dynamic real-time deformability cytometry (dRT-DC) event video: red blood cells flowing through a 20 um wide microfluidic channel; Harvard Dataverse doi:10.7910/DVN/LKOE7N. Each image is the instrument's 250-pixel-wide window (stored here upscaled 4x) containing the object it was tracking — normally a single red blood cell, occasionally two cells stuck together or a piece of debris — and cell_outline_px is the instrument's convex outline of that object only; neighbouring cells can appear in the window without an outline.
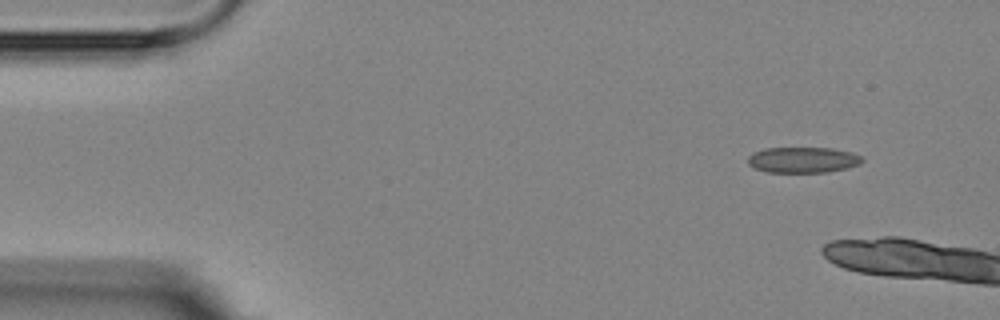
{"species": "Egyptian fruit bat (a non-hibernating species)", "species_latin": "Rousettus aegyptiacus", "temperature_condition": "room temperature", "stored_images_in_passage": 6, "camera_frame_rate_fps": 3000, "um_per_image_px": 0.085, "animal": {"sex": "female"}, "frame": {"image": 1, "passage_image": 1, "time_ms": 0.0, "image_size_px": [1000, 320], "cell_outline_px": [[864, 160], [860, 164], [848, 168], [828, 172], [768, 172], [756, 168], [748, 164], [748, 156], [752, 152], [764, 148], [832, 148], [852, 152], [860, 156]], "centroid_in_image_um": [68.26, 13.58], "position_along_channel_um": 16.7, "area_um2": 17.22}}
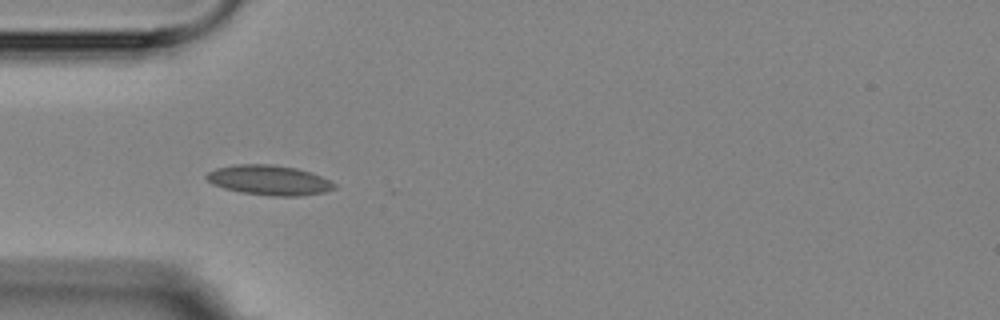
{"frame": {"image": 2, "passage_image": 5, "time_ms": 6.333, "image_size_px": [1000, 320], "cell_outline_px": [[336, 188], [324, 192], [300, 196], [272, 196], [240, 192], [224, 188], [212, 184], [204, 176], [208, 172], [216, 168], [236, 164], [272, 164], [296, 168], [312, 172], [332, 180], [336, 184]], "centroid_in_image_um": [22.9, 15.31], "position_along_channel_um": 62.1, "area_um2": 22.48}}
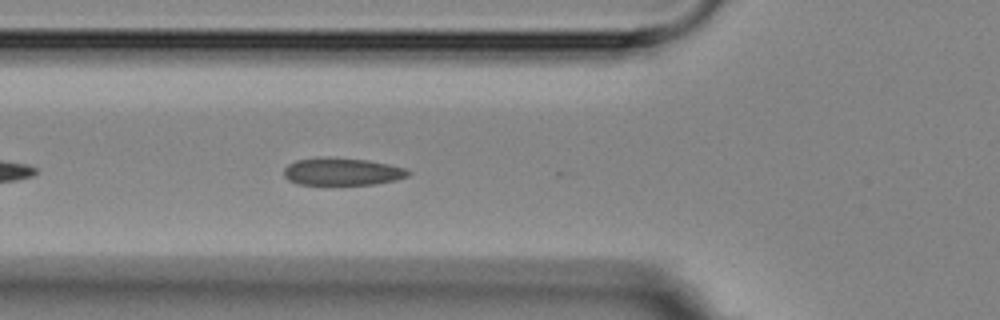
{"frame": {"image": 3, "passage_image": 6, "time_ms": 7.333, "image_size_px": [1000, 320], "cell_outline_px": [[412, 172], [408, 176], [396, 180], [376, 184], [296, 184], [288, 180], [284, 176], [284, 168], [288, 164], [296, 160], [324, 156], [328, 156], [368, 160], [388, 164], [404, 168]], "centroid_in_image_um": [29.06, 14.57], "position_along_channel_um": 96.7, "area_um2": 20.06}}